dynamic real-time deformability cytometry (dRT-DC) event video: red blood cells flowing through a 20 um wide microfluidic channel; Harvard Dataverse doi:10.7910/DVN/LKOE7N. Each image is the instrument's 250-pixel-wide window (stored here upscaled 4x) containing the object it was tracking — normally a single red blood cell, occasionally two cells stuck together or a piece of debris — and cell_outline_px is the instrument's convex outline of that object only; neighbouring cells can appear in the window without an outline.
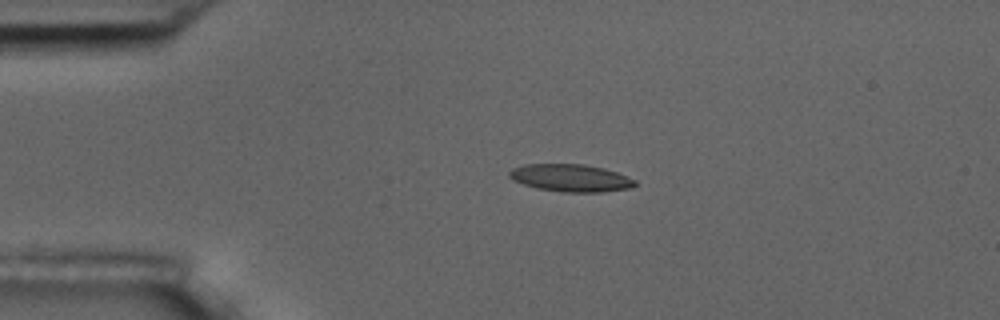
{"species": "common noctule bat (a hibernating species)", "species_latin": "Nyctalus noctula", "temperature_condition": "room temperature", "stored_images_in_passage": 4, "camera_frame_rate_fps": 3000, "um_per_image_px": 0.085, "animal": {"sex": "male", "body_mass_g": 17.5, "forearm_length_mm": 52.3}, "frame": {"image": 1, "passage_image": 3, "time_ms": 2.333, "image_size_px": [1000, 320], "cell_outline_px": [[636, 184], [632, 188], [604, 192], [564, 192], [536, 188], [512, 180], [508, 176], [508, 172], [512, 168], [524, 164], [584, 164], [604, 168], [616, 172], [636, 180]], "centroid_in_image_um": [48.5, 15.12], "position_along_channel_um": 36.5, "area_um2": 20.23}}